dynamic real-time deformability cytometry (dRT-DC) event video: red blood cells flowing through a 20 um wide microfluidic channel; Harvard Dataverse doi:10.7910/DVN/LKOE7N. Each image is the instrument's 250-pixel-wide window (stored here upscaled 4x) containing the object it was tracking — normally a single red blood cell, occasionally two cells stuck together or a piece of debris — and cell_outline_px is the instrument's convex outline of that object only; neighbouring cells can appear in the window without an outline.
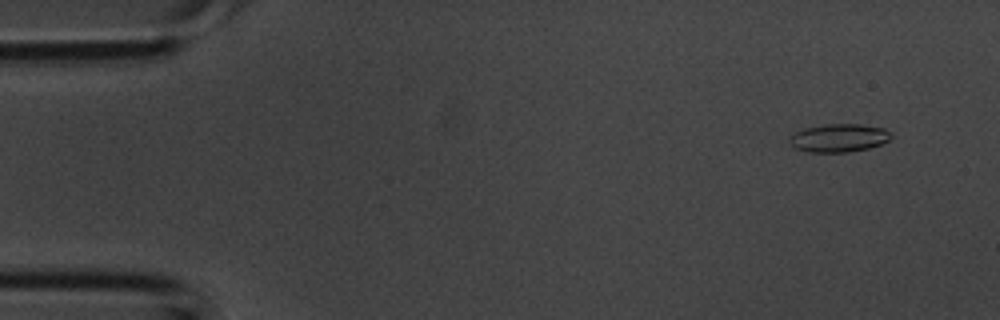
{"species": "common noctule bat (a hibernating species)", "species_latin": "Nyctalus noctula", "temperature_condition": "room temperature", "stored_images_in_passage": 2, "camera_frame_rate_fps": 3000, "um_per_image_px": 0.085, "animal": {"sex": "male", "body_mass_g": 20.1, "forearm_length_mm": 53.5}, "frame": {"image": 1, "passage_image": 1, "time_ms": 0.0, "image_size_px": [1000, 320], "cell_outline_px": [[892, 136], [888, 140], [880, 144], [868, 148], [848, 152], [808, 152], [792, 148], [788, 140], [796, 132], [804, 128], [824, 124], [860, 124], [884, 128], [892, 132]], "centroid_in_image_um": [71.29, 11.72], "position_along_channel_um": 13.7, "area_um2": 16.76}}